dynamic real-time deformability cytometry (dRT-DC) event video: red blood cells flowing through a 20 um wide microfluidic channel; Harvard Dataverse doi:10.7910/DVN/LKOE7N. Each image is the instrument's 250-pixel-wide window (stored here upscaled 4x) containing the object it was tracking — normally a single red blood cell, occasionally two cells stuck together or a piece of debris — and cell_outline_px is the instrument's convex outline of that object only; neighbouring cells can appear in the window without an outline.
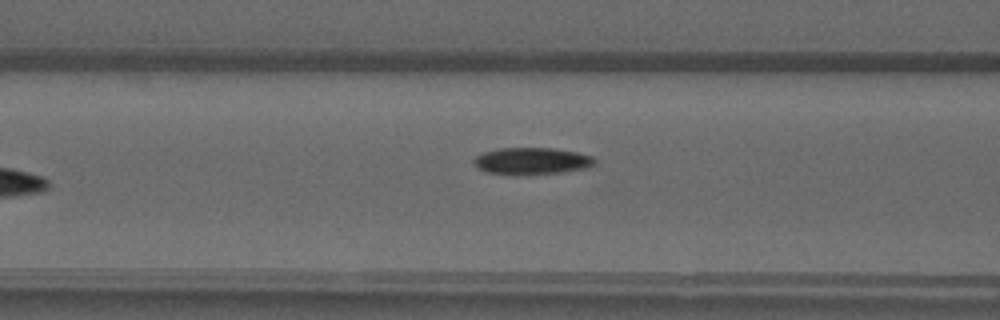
{"species": "common noctule bat (a hibernating species)", "species_latin": "Nyctalus noctula", "temperature_condition": "warm", "stored_images_in_passage": 4, "camera_frame_rate_fps": 3000, "um_per_image_px": 0.085, "animal": {"sex": "male", "forearm_length_mm": 52.5}, "frame": {"image": 1, "passage_image": 4, "time_ms": 6.333, "image_size_px": [1000, 320], "cell_outline_px": [[596, 164], [588, 168], [560, 172], [524, 176], [516, 176], [484, 172], [476, 168], [472, 160], [476, 156], [484, 152], [500, 148], [552, 148], [576, 152], [592, 156], [596, 160]], "centroid_in_image_um": [45.17, 13.71], "position_along_channel_um": 121.4, "area_um2": 19.42}}